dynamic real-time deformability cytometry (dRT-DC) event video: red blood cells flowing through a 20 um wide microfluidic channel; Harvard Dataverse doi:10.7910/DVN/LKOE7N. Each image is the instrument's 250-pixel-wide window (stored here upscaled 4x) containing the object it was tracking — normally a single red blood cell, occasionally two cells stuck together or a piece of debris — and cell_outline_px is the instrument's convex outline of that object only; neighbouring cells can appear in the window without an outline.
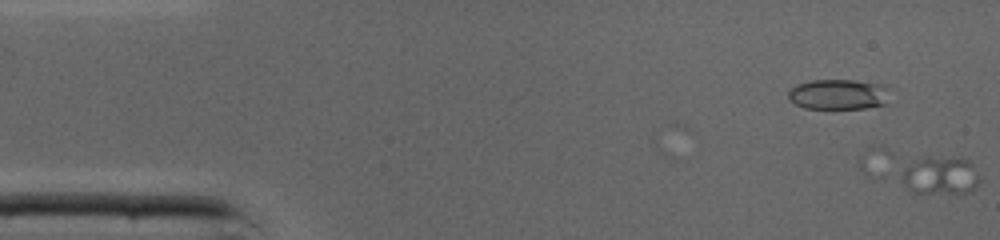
{"species": "common noctule bat (a hibernating species)", "species_latin": "Nyctalus noctula", "temperature_condition": "cold", "stored_images_in_passage": 27, "camera_frame_rate_fps": 3000, "um_per_image_px": 0.085, "animal": {"sex": "male", "body_mass_g": 19.0, "forearm_length_mm": 50.8}, "frame": {"image": 1, "passage_image": 1, "time_ms": 0.0, "image_size_px": [1000, 240], "cell_outline_px": [[980, 180], [968, 192], [912, 192], [896, 176], [908, 164], [924, 156], [960, 156], [968, 160], [972, 164], [980, 176]], "centroid_in_image_um": [79.88, 14.86], "position_along_channel_um": 5.1, "area_um2": 17.63}}
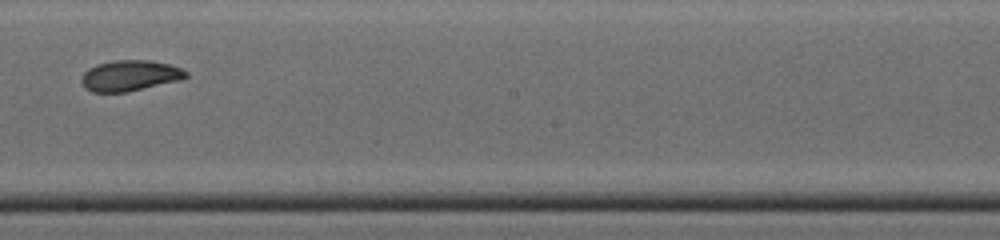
{"frame": {"image": 2, "passage_image": 15, "time_ms": 4.667, "image_size_px": [1000, 240], "cell_outline_px": [[188, 76], [180, 80], [128, 92], [92, 92], [84, 88], [80, 80], [84, 72], [88, 68], [96, 64], [116, 60], [148, 60], [168, 64], [180, 68], [188, 72]], "centroid_in_image_um": [11.01, 6.43], "position_along_channel_um": 237.2, "area_um2": 18.79}}
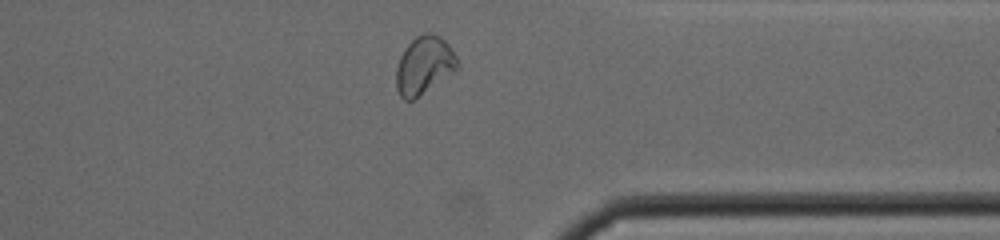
{"frame": {"image": 3, "passage_image": 25, "time_ms": 8.0, "image_size_px": [1000, 240], "cell_outline_px": [[460, 64], [456, 68], [412, 100], [404, 100], [400, 96], [396, 88], [396, 68], [400, 56], [404, 48], [416, 36], [440, 36], [448, 44], [456, 56]], "centroid_in_image_um": [36.0, 5.56], "position_along_channel_um": 375.4, "area_um2": 19.77}, "authors_computed_cell_mechanics": {"area_um2": 19.074, "velocity_mm_per_s": 4.3539, "shape_relaxation_time_tau1_ms": 5.3515, "shape_relaxation_time_tau2_ms": 2.1882, "deformation_change_tau1": 0.1488, "deformation_change_tau2": 0.0644}}